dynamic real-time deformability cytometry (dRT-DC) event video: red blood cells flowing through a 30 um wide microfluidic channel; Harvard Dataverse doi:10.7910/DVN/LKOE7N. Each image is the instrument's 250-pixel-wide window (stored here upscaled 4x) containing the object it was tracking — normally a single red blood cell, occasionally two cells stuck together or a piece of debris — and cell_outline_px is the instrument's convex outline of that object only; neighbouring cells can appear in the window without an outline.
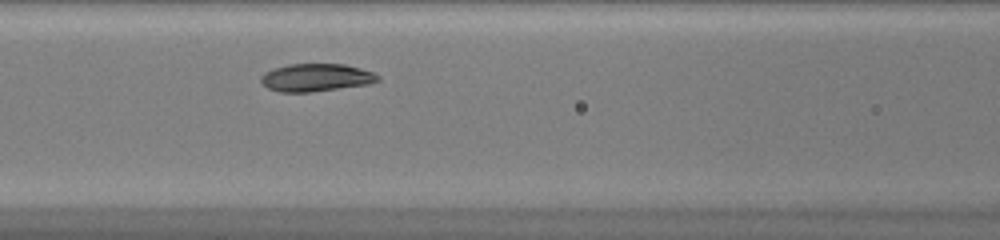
{"species": "common noctule bat (a hibernating species)", "species_latin": "Nyctalus noctula", "temperature_condition": "warm", "stored_images_in_passage": 28, "camera_frame_rate_fps": 3000, "um_per_image_px": 0.085, "animal": {"sex": "female", "body_mass_g": 20.0, "forearm_length_mm": 54.0}, "frame": {"image": 1, "passage_image": 8, "time_ms": 2.333, "image_size_px": [1000, 240], "cell_outline_px": [[380, 80], [368, 84], [312, 92], [280, 92], [268, 88], [260, 80], [260, 76], [264, 72], [288, 64], [344, 64], [360, 68], [372, 72], [380, 76]], "centroid_in_image_um": [26.86, 6.59], "position_along_channel_um": 139.7, "area_um2": 18.84}}
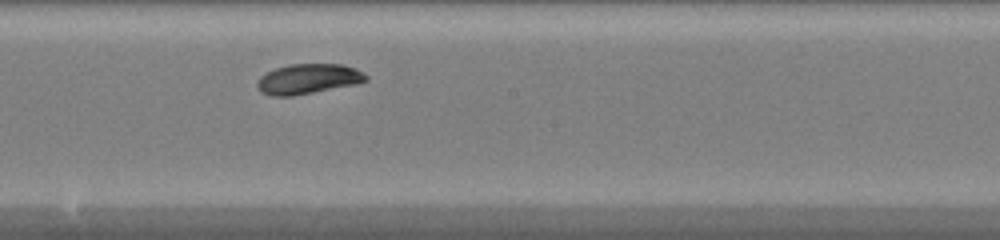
{"frame": {"image": 2, "passage_image": 14, "time_ms": 4.333, "image_size_px": [1000, 240], "cell_outline_px": [[368, 80], [356, 84], [292, 96], [272, 96], [260, 92], [256, 84], [256, 80], [260, 76], [276, 68], [288, 64], [344, 64], [356, 68], [364, 72], [368, 76]], "centroid_in_image_um": [26.2, 6.7], "position_along_channel_um": 222.0, "area_um2": 19.19}}
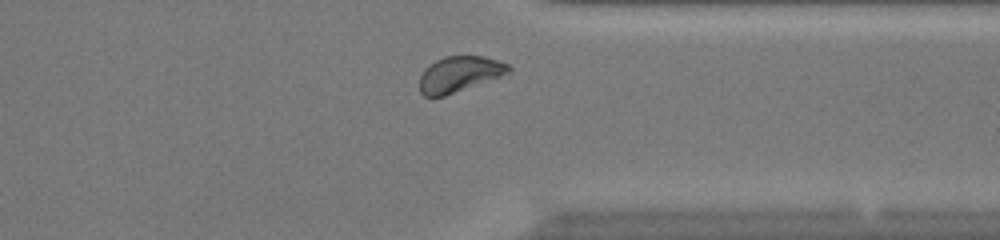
{"frame": {"image": 3, "passage_image": 25, "time_ms": 8.0, "image_size_px": [1000, 240], "cell_outline_px": [[512, 72], [444, 96], [424, 96], [420, 92], [420, 76], [424, 68], [436, 60], [444, 56], [484, 56], [508, 64], [512, 68]], "centroid_in_image_um": [39.05, 6.29], "position_along_channel_um": 372.4, "area_um2": 18.38}, "authors_computed_cell_mechanics": {"area_um2": 18.8717, "velocity_mm_per_s": 4.1287, "shape_relaxation_time_tau1_ms": 2.5244, "shape_relaxation_time_tau2_ms": null, "deformation_change_tau1": 0.0874, "deformation_change_tau2": null}}